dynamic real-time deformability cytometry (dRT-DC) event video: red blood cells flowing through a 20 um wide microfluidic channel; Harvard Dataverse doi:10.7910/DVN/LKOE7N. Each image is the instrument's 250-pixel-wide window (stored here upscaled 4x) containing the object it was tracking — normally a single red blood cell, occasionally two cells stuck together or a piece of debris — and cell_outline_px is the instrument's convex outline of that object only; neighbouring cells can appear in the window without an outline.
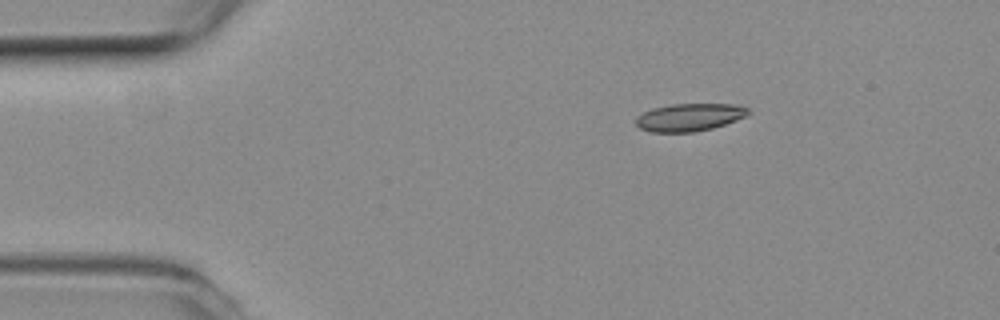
{"species": "common noctule bat (a hibernating species)", "species_latin": "Nyctalus noctula", "temperature_condition": "room temperature", "stored_images_in_passage": 3, "camera_frame_rate_fps": 3000, "um_per_image_px": 0.085, "animal": {"sex": "female", "body_mass_g": 19.3, "forearm_length_mm": 54.1}, "frame": {"image": 1, "passage_image": 1, "time_ms": 0.0, "image_size_px": [1000, 320], "cell_outline_px": [[752, 112], [748, 116], [712, 128], [692, 132], [648, 132], [640, 128], [636, 124], [636, 116], [652, 108], [672, 104], [732, 104], [748, 108]], "centroid_in_image_um": [58.6, 9.96], "position_along_channel_um": 26.4, "area_um2": 18.15}}